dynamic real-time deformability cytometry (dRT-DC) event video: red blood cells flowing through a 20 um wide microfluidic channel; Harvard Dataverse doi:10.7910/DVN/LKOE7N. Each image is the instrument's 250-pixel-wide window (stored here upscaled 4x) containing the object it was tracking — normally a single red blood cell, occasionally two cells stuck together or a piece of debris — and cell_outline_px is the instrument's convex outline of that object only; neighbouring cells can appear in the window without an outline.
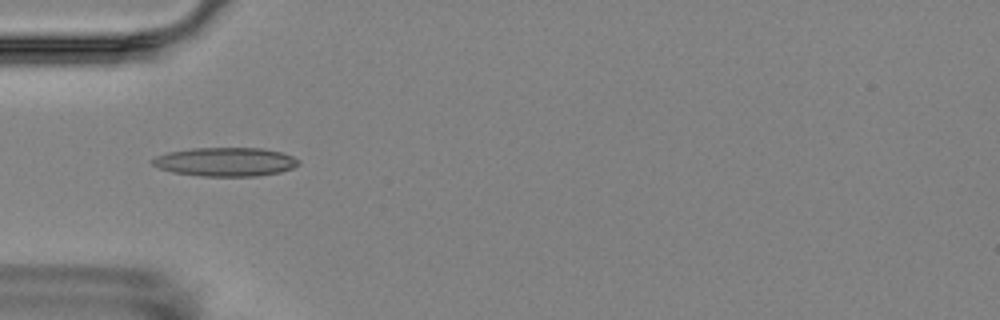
{"species": "Egyptian fruit bat (a non-hibernating species)", "species_latin": "Rousettus aegyptiacus", "temperature_condition": "room temperature", "stored_images_in_passage": 8, "camera_frame_rate_fps": 3000, "um_per_image_px": 0.085, "animal": {"sex": "female"}, "frame": {"image": 1, "passage_image": 2, "time_ms": 1.0, "image_size_px": [1000, 320], "cell_outline_px": [[300, 164], [292, 168], [280, 172], [256, 176], [200, 176], [172, 172], [160, 168], [152, 164], [148, 160], [156, 156], [168, 152], [192, 148], [264, 148], [280, 152], [292, 156], [300, 160]], "centroid_in_image_um": [19.15, 13.75], "position_along_channel_um": 65.9, "area_um2": 24.62}}
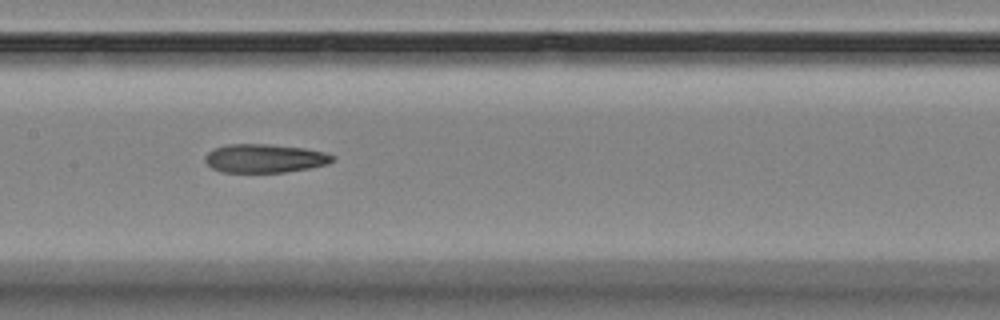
{"frame": {"image": 2, "passage_image": 5, "time_ms": 4.333, "image_size_px": [1000, 320], "cell_outline_px": [[336, 156], [328, 164], [308, 168], [284, 172], [220, 172], [212, 168], [204, 160], [204, 156], [212, 148], [228, 144], [268, 144], [304, 148], [324, 152]], "centroid_in_image_um": [22.46, 13.45], "position_along_channel_um": 184.9, "area_um2": 21.27}}
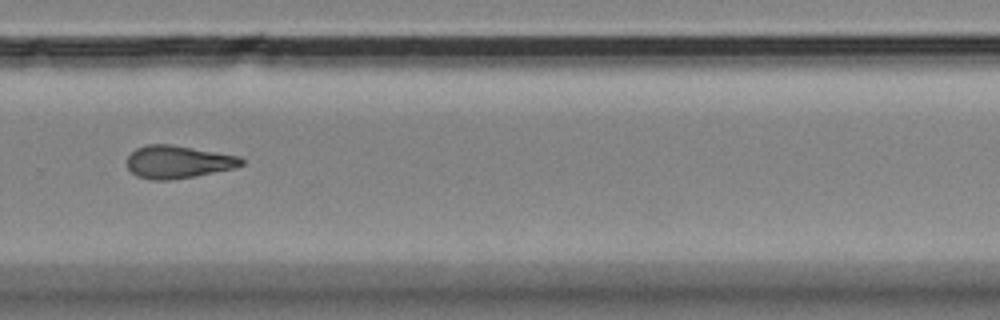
{"frame": {"image": 3, "passage_image": 8, "time_ms": 8.0, "image_size_px": [1000, 320], "cell_outline_px": [[244, 164], [232, 168], [192, 176], [168, 180], [152, 180], [136, 176], [128, 168], [128, 156], [136, 148], [148, 144], [168, 144], [240, 156], [244, 160]], "centroid_in_image_um": [15.1, 13.76], "position_along_channel_um": 314.7, "area_um2": 21.44}}